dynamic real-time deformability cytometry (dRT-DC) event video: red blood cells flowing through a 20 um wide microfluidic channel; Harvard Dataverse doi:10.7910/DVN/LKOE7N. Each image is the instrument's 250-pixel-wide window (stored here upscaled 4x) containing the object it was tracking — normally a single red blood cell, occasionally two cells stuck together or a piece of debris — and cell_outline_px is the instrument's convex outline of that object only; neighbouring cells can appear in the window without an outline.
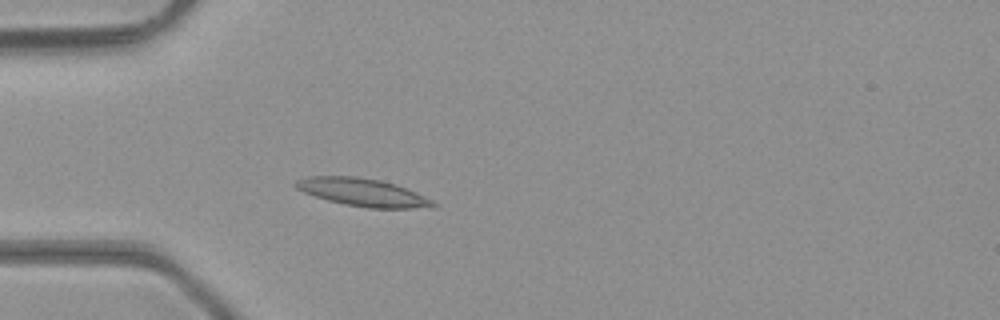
{"species": "common noctule bat (a hibernating species)", "species_latin": "Nyctalus noctula", "temperature_condition": "room temperature", "stored_images_in_passage": 3, "camera_frame_rate_fps": 3000, "um_per_image_px": 0.085, "animal": {"sex": "male", "body_mass_g": 23.1, "forearm_length_mm": 52.7}, "frame": {"image": 1, "passage_image": 3, "time_ms": 0.667, "image_size_px": [1000, 320], "cell_outline_px": [[440, 204], [436, 208], [368, 208], [344, 204], [328, 200], [304, 192], [296, 188], [292, 184], [296, 180], [308, 176], [356, 176], [380, 180], [396, 184], [416, 192]], "centroid_in_image_um": [30.87, 16.35], "position_along_channel_um": 54.1, "area_um2": 22.43}}